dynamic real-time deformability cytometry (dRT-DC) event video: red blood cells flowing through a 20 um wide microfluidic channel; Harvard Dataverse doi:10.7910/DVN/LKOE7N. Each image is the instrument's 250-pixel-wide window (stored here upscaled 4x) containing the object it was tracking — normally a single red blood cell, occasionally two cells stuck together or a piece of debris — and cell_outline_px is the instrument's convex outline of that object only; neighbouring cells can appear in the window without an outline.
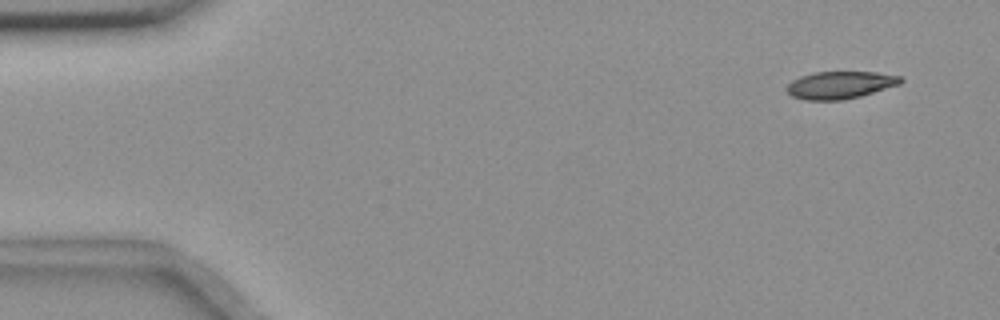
{"species": "common noctule bat (a hibernating species)", "species_latin": "Nyctalus noctula", "temperature_condition": "room temperature", "stored_images_in_passage": 53, "camera_frame_rate_fps": 3000, "um_per_image_px": 0.085, "animal": {"sex": "female", "body_mass_g": 18.4}, "frame": {"image": 1, "passage_image": 1, "time_ms": 0.0, "image_size_px": [1000, 320], "cell_outline_px": [[904, 80], [900, 84], [860, 96], [840, 100], [804, 100], [792, 96], [784, 88], [792, 80], [800, 76], [816, 72], [876, 72], [900, 76]], "centroid_in_image_um": [71.38, 7.22], "position_along_channel_um": 13.6, "area_um2": 18.15}}
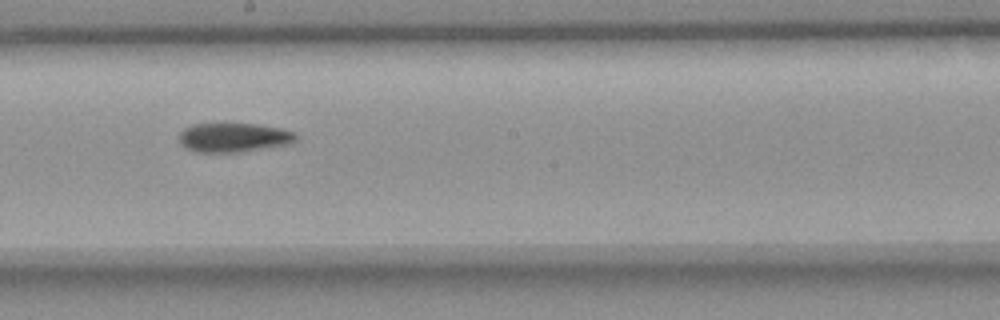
{"frame": {"image": 2, "passage_image": 28, "time_ms": 9.0, "image_size_px": [1000, 320], "cell_outline_px": [[296, 140], [288, 144], [244, 152], [196, 152], [180, 144], [180, 132], [184, 128], [192, 124], [256, 124], [280, 128], [292, 132], [296, 136]], "centroid_in_image_um": [19.84, 11.69], "position_along_channel_um": 228.4, "area_um2": 19.71}}
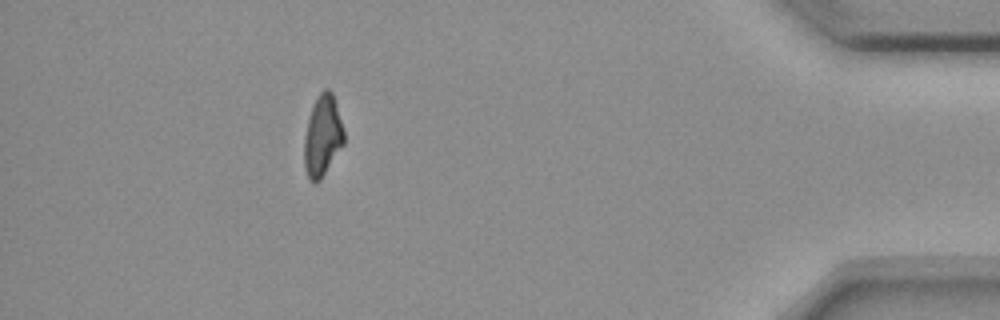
{"frame": {"image": 3, "passage_image": 47, "time_ms": 15.333, "image_size_px": [1000, 320], "cell_outline_px": [[344, 144], [320, 180], [316, 184], [312, 184], [308, 180], [304, 168], [304, 140], [308, 120], [316, 96], [324, 88], [328, 88], [332, 92], [344, 128]], "centroid_in_image_um": [27.41, 11.58], "position_along_channel_um": 407.8, "area_um2": 18.96}, "authors_computed_cell_mechanics": {"area_um2": 19.7098, "velocity_mm_per_s": 3.665, "shape_relaxation_time_tau1_ms": 8.569, "shape_relaxation_time_tau2_ms": 8.2778, "deformation_change_tau1": 0.1877, "deformation_change_tau2": 0.1519}}